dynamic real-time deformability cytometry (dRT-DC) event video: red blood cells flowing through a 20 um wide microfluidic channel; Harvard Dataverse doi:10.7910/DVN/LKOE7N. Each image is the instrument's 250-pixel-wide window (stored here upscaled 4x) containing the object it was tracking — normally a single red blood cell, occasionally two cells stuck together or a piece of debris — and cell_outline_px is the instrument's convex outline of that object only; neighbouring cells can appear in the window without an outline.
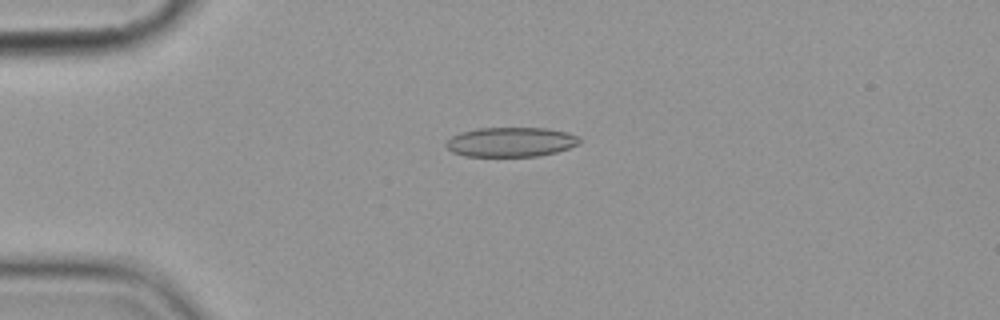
{"species": "common noctule bat (a hibernating species)", "species_latin": "Nyctalus noctula", "temperature_condition": "cold", "stored_images_in_passage": 6, "camera_frame_rate_fps": 3000, "um_per_image_px": 0.085, "animal": {"sex": "female", "body_mass_g": 19.9}, "frame": {"image": 1, "passage_image": 4, "time_ms": 3.333, "image_size_px": [1000, 320], "cell_outline_px": [[580, 144], [556, 152], [536, 156], [464, 156], [452, 152], [444, 144], [452, 136], [460, 132], [476, 128], [548, 128], [568, 132], [580, 136]], "centroid_in_image_um": [43.43, 12.06], "position_along_channel_um": 41.6, "area_um2": 23.12}}
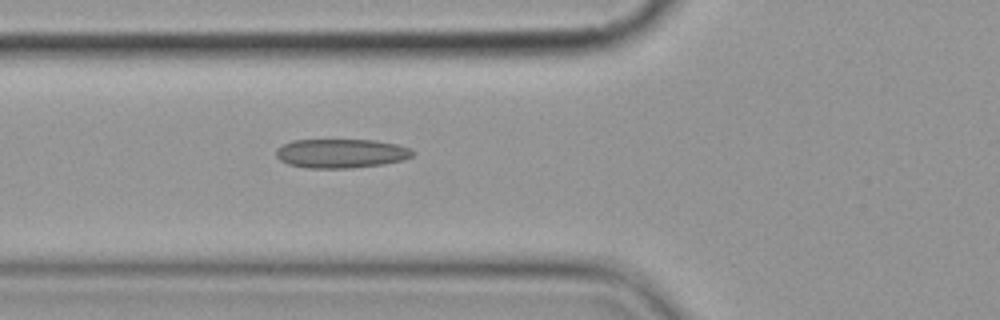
{"frame": {"image": 2, "passage_image": 6, "time_ms": 5.667, "image_size_px": [1000, 320], "cell_outline_px": [[416, 152], [412, 156], [404, 160], [384, 164], [348, 168], [308, 168], [288, 164], [280, 160], [276, 156], [276, 148], [292, 140], [376, 140], [396, 144], [412, 148]], "centroid_in_image_um": [29.02, 13.04], "position_along_channel_um": 96.8, "area_um2": 23.29}}